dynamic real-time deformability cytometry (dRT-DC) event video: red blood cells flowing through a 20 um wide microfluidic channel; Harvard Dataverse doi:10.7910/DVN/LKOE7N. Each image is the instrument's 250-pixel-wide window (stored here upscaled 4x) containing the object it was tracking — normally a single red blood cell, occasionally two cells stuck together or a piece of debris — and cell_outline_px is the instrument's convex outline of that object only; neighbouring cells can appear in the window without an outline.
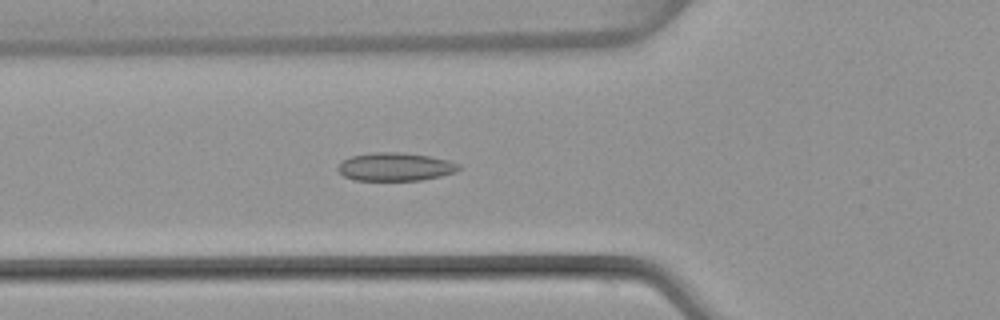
{"species": "common noctule bat (a hibernating species)", "species_latin": "Nyctalus noctula", "temperature_condition": "warm", "stored_images_in_passage": 52, "camera_frame_rate_fps": 3000, "um_per_image_px": 0.085, "animal": {"sex": "female", "body_mass_g": 22.7, "forearm_length_mm": 54.2}, "frame": {"image": 1, "passage_image": 19, "time_ms": 6.0, "image_size_px": [1000, 320], "cell_outline_px": [[460, 168], [456, 172], [440, 176], [420, 180], [352, 180], [344, 176], [336, 168], [344, 160], [352, 156], [372, 152], [404, 152], [428, 156], [448, 160], [460, 164]], "centroid_in_image_um": [33.6, 14.17], "position_along_channel_um": 92.2, "area_um2": 19.83}}
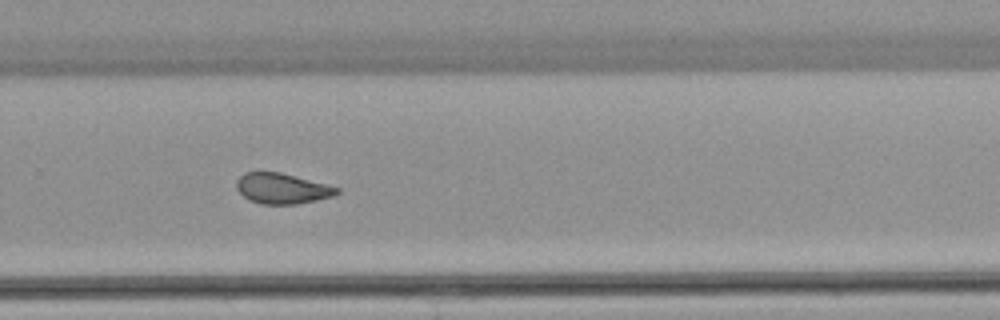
{"frame": {"image": 2, "passage_image": 35, "time_ms": 11.333, "image_size_px": [1000, 320], "cell_outline_px": [[340, 192], [332, 196], [316, 200], [296, 204], [260, 204], [248, 200], [236, 188], [236, 180], [244, 172], [280, 172], [328, 184], [340, 188]], "centroid_in_image_um": [23.97, 16.02], "position_along_channel_um": 305.8, "area_um2": 17.92}}
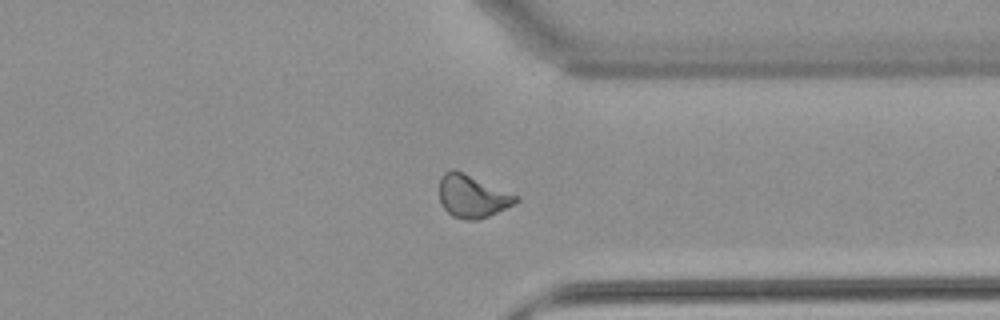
{"frame": {"image": 3, "passage_image": 40, "time_ms": 13.0, "image_size_px": [1000, 320], "cell_outline_px": [[520, 200], [488, 216], [476, 220], [468, 220], [452, 216], [444, 208], [440, 200], [440, 176], [444, 172], [452, 168], [464, 172], [520, 196]], "centroid_in_image_um": [40.14, 16.65], "position_along_channel_um": 371.3, "area_um2": 19.02}, "authors_computed_cell_mechanics": {"area_um2": 19.3919, "velocity_mm_per_s": 4.0033, "shape_relaxation_time_tau1_ms": null, "shape_relaxation_time_tau2_ms": 2.1015, "deformation_change_tau1": null, "deformation_change_tau2": 0.0744}}